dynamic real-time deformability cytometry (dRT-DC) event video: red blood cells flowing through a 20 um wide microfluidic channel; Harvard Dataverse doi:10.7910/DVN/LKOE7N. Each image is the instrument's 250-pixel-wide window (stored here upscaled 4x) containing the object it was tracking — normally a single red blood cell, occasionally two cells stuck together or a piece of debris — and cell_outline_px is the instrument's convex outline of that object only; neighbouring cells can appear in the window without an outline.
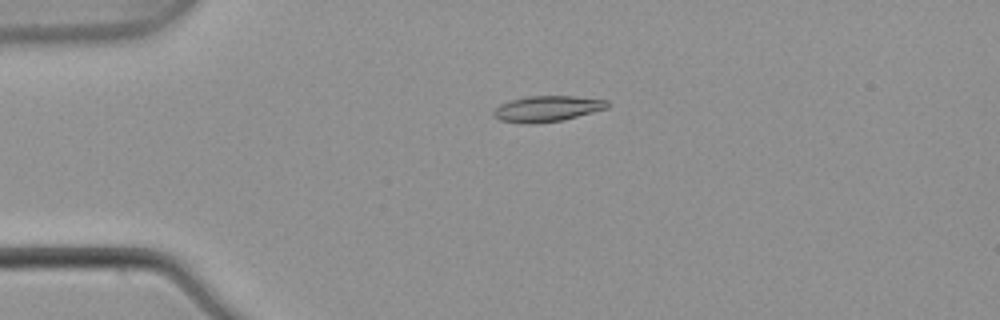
{"species": "common noctule bat (a hibernating species)", "species_latin": "Nyctalus noctula", "temperature_condition": "warm", "stored_images_in_passage": 7, "camera_frame_rate_fps": 3000, "um_per_image_px": 0.085, "animal": {"sex": "male", "body_mass_g": 21.5, "forearm_length_mm": 52.0}, "frame": {"image": 1, "passage_image": 4, "time_ms": 1.0, "image_size_px": [1000, 320], "cell_outline_px": [[608, 108], [564, 120], [536, 124], [528, 124], [500, 120], [492, 112], [500, 104], [512, 100], [528, 96], [576, 96], [608, 100]], "centroid_in_image_um": [46.54, 9.24], "position_along_channel_um": 38.5, "area_um2": 17.11}}
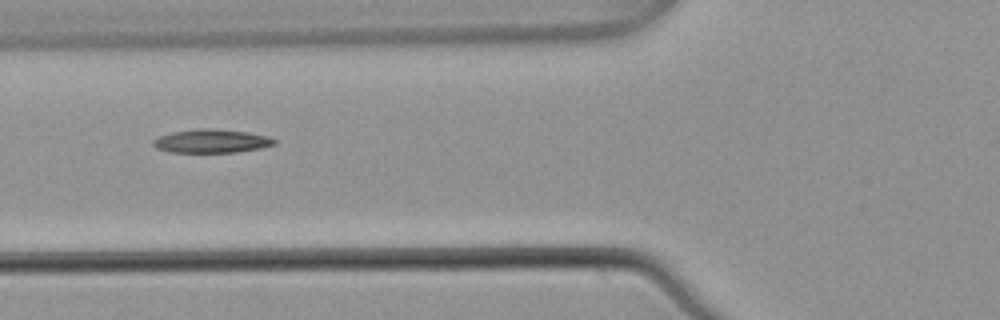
{"frame": {"image": 2, "passage_image": 6, "time_ms": 1.667, "image_size_px": [1000, 320], "cell_outline_px": [[276, 144], [260, 148], [236, 152], [172, 152], [156, 148], [152, 144], [152, 140], [160, 136], [172, 132], [196, 128], [212, 128], [248, 132], [268, 136], [276, 140]], "centroid_in_image_um": [17.98, 11.98], "position_along_channel_um": 107.8, "area_um2": 16.65}}
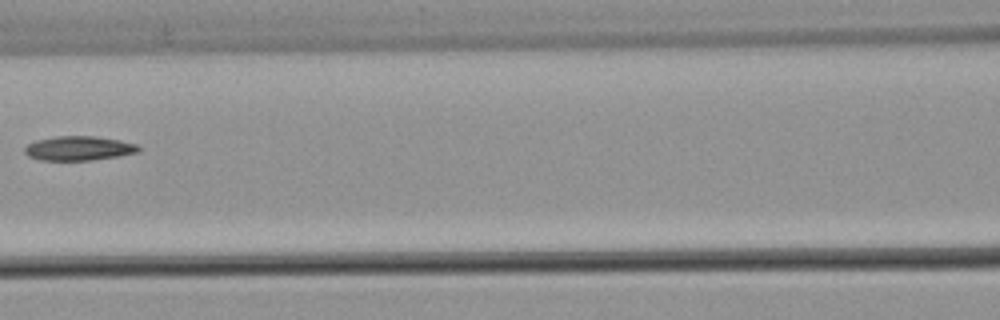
{"frame": {"image": 3, "passage_image": 7, "time_ms": 2.0, "image_size_px": [1000, 320], "cell_outline_px": [[140, 148], [136, 152], [116, 156], [92, 160], [40, 160], [28, 156], [24, 152], [24, 148], [28, 144], [36, 140], [56, 136], [96, 136], [120, 140], [136, 144]], "centroid_in_image_um": [6.65, 12.6], "position_along_channel_um": 159.9, "area_um2": 16.01}}